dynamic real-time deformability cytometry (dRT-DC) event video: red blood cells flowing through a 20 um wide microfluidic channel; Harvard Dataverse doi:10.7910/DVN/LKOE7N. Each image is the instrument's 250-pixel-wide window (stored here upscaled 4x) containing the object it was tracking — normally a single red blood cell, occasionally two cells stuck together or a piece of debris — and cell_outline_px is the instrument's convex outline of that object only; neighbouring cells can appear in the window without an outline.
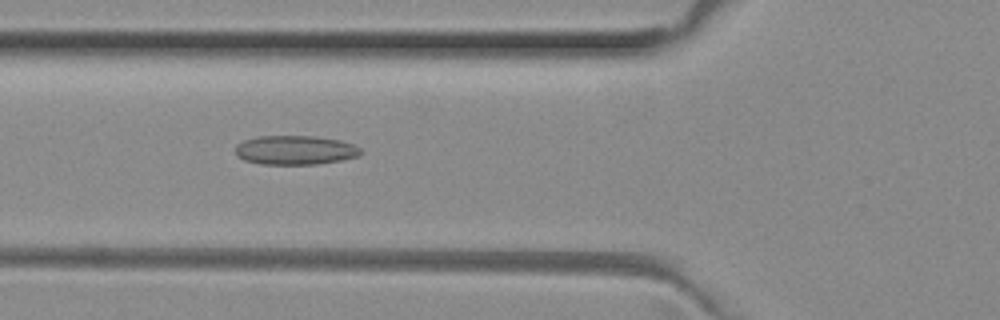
{"species": "common noctule bat (a hibernating species)", "species_latin": "Nyctalus noctula", "temperature_condition": "room temperature", "stored_images_in_passage": 52, "camera_frame_rate_fps": 3000, "um_per_image_px": 0.085, "animal": {"sex": "female", "body_mass_g": 29.2, "forearm_length_mm": 56.3}, "frame": {"image": 1, "passage_image": 19, "time_ms": 6.0, "image_size_px": [1000, 320], "cell_outline_px": [[364, 152], [356, 156], [340, 160], [316, 164], [260, 164], [244, 160], [236, 156], [236, 144], [244, 140], [260, 136], [316, 136], [340, 140], [352, 144], [360, 148]], "centroid_in_image_um": [25.07, 12.75], "position_along_channel_um": 100.7, "area_um2": 21.27}}
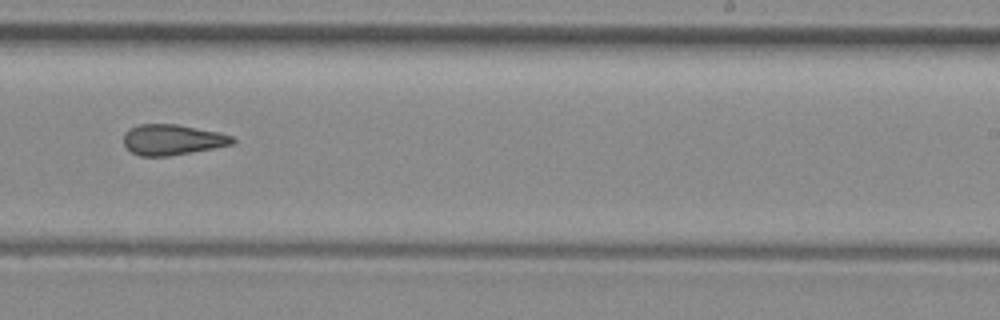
{"frame": {"image": 2, "passage_image": 32, "time_ms": 10.333, "image_size_px": [1000, 320], "cell_outline_px": [[236, 140], [232, 144], [192, 152], [168, 156], [140, 156], [132, 152], [124, 144], [124, 132], [128, 128], [140, 124], [176, 124], [220, 132], [232, 136]], "centroid_in_image_um": [14.63, 11.87], "position_along_channel_um": 274.4, "area_um2": 19.36}}
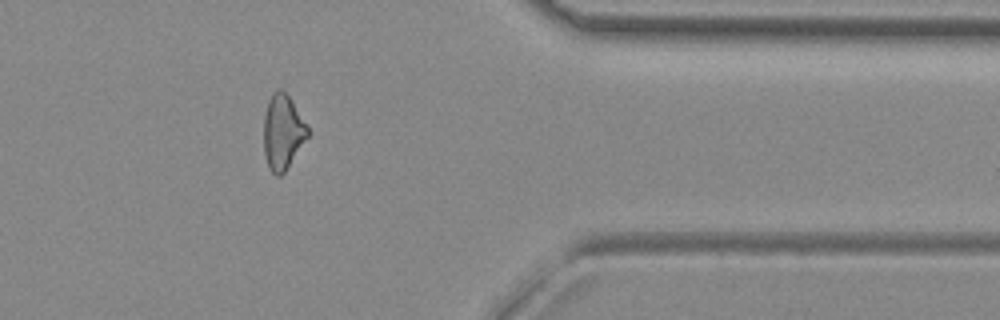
{"frame": {"image": 3, "passage_image": 42, "time_ms": 13.667, "image_size_px": [1000, 320], "cell_outline_px": [[308, 136], [284, 172], [280, 176], [276, 176], [268, 168], [264, 152], [264, 116], [268, 100], [272, 92], [276, 88], [280, 88], [288, 96], [308, 124]], "centroid_in_image_um": [24.02, 11.2], "position_along_channel_um": 387.4, "area_um2": 19.13}, "authors_computed_cell_mechanics": {"area_um2": 20.1722, "velocity_mm_per_s": 4.0079, "shape_relaxation_time_tau1_ms": null, "shape_relaxation_time_tau2_ms": 3.6348, "deformation_change_tau1": null, "deformation_change_tau2": 0.137}}